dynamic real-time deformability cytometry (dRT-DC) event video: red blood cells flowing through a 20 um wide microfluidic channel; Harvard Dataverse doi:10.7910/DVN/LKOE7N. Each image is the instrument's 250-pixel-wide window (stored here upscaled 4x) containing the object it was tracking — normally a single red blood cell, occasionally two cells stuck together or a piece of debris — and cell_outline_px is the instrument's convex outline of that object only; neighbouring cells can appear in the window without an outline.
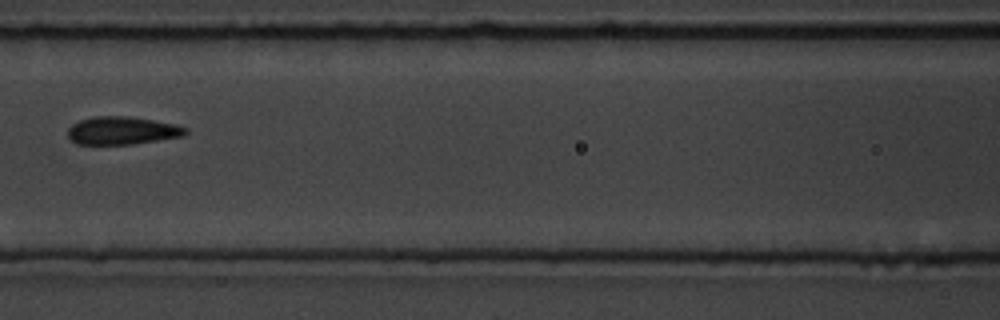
{"species": "common noctule bat (a hibernating species)", "species_latin": "Nyctalus noctula", "temperature_condition": "room temperature", "stored_images_in_passage": 4, "camera_frame_rate_fps": 3000, "um_per_image_px": 0.085, "animal": {"sex": "male", "body_mass_g": 19.5, "forearm_length_mm": 54.6}, "frame": {"image": 1, "passage_image": 4, "time_ms": 3.333, "image_size_px": [1000, 320], "cell_outline_px": [[188, 132], [184, 136], [132, 144], [76, 144], [68, 136], [68, 128], [72, 124], [80, 120], [92, 116], [128, 116], [176, 124], [188, 128]], "centroid_in_image_um": [10.39, 11.09], "position_along_channel_um": 156.2, "area_um2": 19.19}}